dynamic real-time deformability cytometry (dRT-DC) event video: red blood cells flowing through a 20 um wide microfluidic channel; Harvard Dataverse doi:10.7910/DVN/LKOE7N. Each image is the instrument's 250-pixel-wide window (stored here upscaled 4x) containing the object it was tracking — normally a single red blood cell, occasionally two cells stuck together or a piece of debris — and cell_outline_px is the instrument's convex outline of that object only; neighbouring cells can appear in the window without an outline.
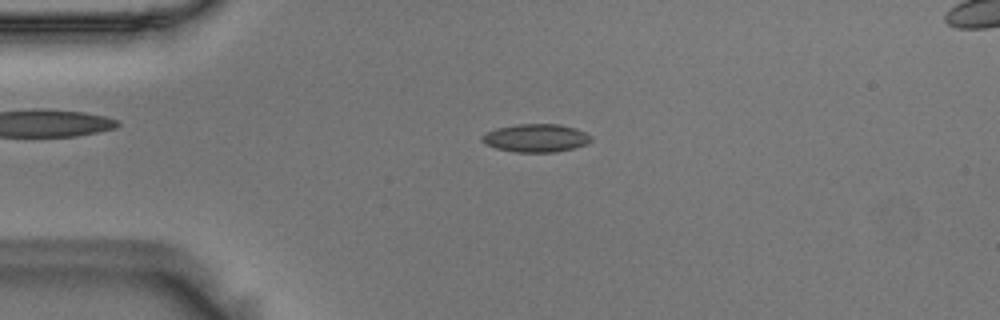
{"species": "Egyptian fruit bat (a non-hibernating species)", "species_latin": "Rousettus aegyptiacus", "temperature_condition": "room temperature", "stored_images_in_passage": 54, "camera_frame_rate_fps": 3000, "um_per_image_px": 0.085, "animal": {"sex": "male"}, "frame": {"image": 1, "passage_image": 12, "time_ms": 3.667, "image_size_px": [1000, 320], "cell_outline_px": [[592, 140], [588, 144], [556, 152], [516, 152], [496, 148], [484, 144], [480, 140], [480, 136], [484, 132], [496, 128], [516, 124], [560, 124], [576, 128], [592, 136]], "centroid_in_image_um": [45.52, 11.72], "position_along_channel_um": 39.5, "area_um2": 18.09}}
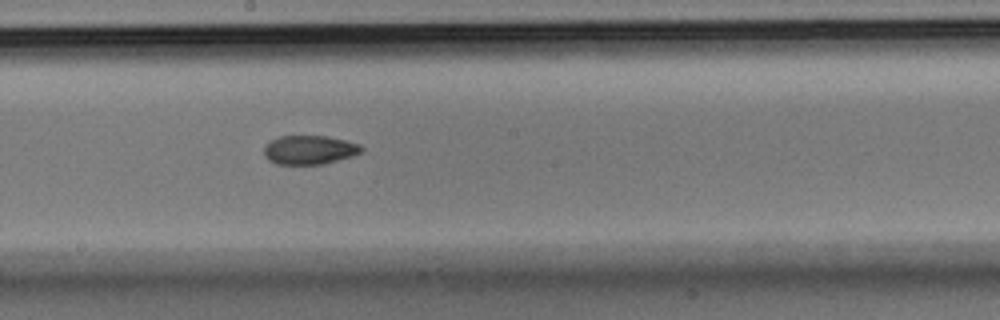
{"frame": {"image": 2, "passage_image": 29, "time_ms": 9.333, "image_size_px": [1000, 320], "cell_outline_px": [[364, 148], [360, 152], [352, 156], [324, 164], [276, 164], [268, 160], [264, 156], [264, 144], [268, 140], [280, 136], [328, 136], [360, 144]], "centroid_in_image_um": [26.26, 12.73], "position_along_channel_um": 221.9, "area_um2": 16.59}}
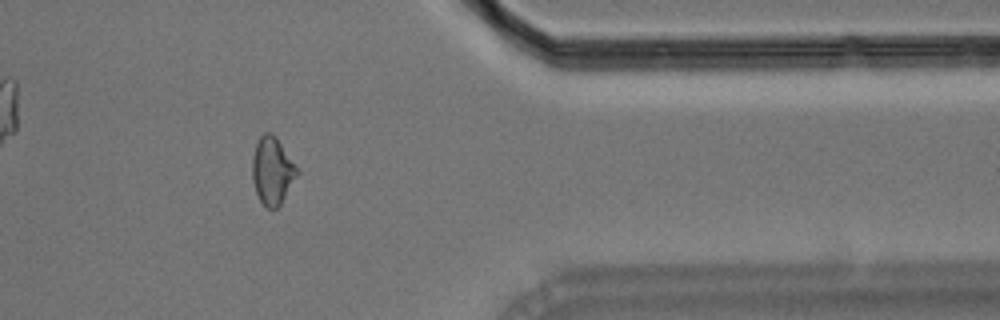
{"frame": {"image": 3, "passage_image": 44, "time_ms": 14.333, "image_size_px": [1000, 320], "cell_outline_px": [[296, 176], [280, 204], [276, 208], [268, 208], [260, 200], [256, 192], [252, 180], [252, 156], [256, 144], [260, 136], [264, 132], [272, 132], [276, 136], [296, 168]], "centroid_in_image_um": [23.09, 14.48], "position_along_channel_um": 388.3, "area_um2": 17.05}, "authors_computed_cell_mechanics": {"area_um2": 17.3978, "velocity_mm_per_s": 3.6755, "shape_relaxation_time_tau1_ms": 8.4336, "shape_relaxation_time_tau2_ms": 4.5217, "deformation_change_tau1": 0.1568, "deformation_change_tau2": 0.0893}}